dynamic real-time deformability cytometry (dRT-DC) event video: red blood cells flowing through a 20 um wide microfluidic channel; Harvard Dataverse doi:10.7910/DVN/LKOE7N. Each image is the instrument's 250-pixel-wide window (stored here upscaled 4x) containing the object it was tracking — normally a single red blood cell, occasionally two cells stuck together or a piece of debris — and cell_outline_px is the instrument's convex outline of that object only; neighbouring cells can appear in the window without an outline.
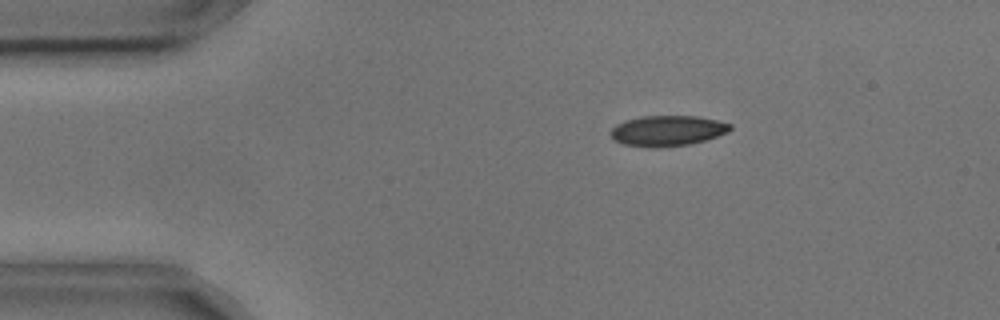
{"species": "common noctule bat (a hibernating species)", "species_latin": "Nyctalus noctula", "temperature_condition": "cold", "stored_images_in_passage": 9, "camera_frame_rate_fps": 3000, "um_per_image_px": 0.085, "animal": {"sex": "male", "body_mass_g": 17.9, "forearm_length_mm": 54.2}, "frame": {"image": 1, "passage_image": 2, "time_ms": 0.333, "image_size_px": [1000, 320], "cell_outline_px": [[732, 128], [728, 132], [704, 140], [688, 144], [656, 148], [648, 148], [624, 144], [616, 140], [608, 132], [616, 124], [624, 120], [640, 116], [700, 116], [732, 124]], "centroid_in_image_um": [56.71, 11.1], "position_along_channel_um": 28.3, "area_um2": 21.33}}
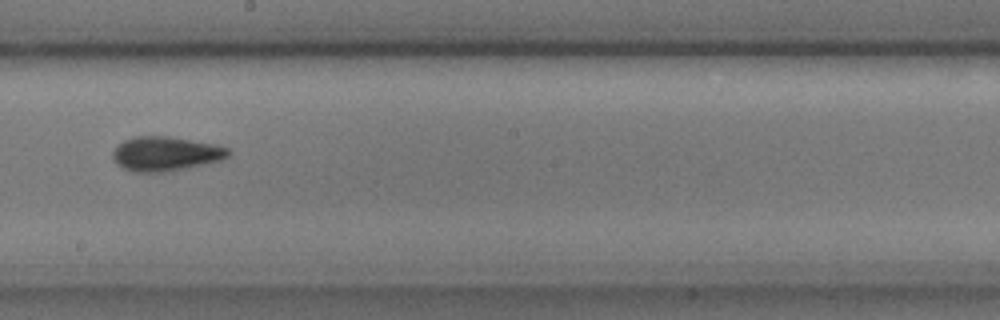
{"frame": {"image": 2, "passage_image": 8, "time_ms": 2.333, "image_size_px": [1000, 320], "cell_outline_px": [[232, 152], [228, 156], [220, 160], [204, 164], [164, 172], [132, 172], [116, 164], [112, 156], [112, 152], [124, 140], [136, 136], [168, 136], [212, 144], [228, 148]], "centroid_in_image_um": [14.05, 13.07], "position_along_channel_um": 234.2, "area_um2": 22.89}}
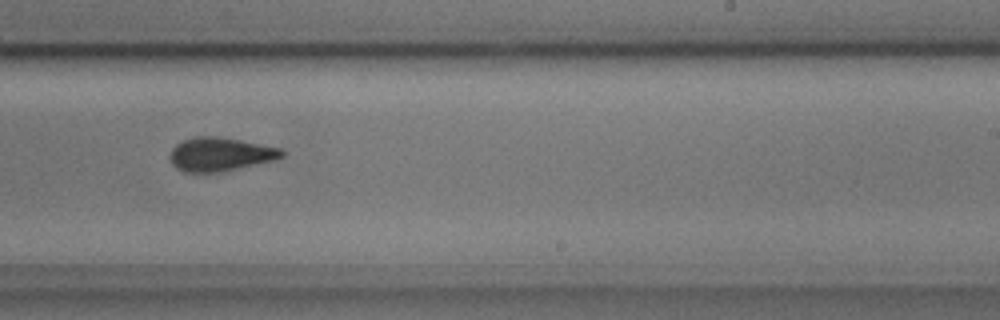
{"frame": {"image": 3, "passage_image": 9, "time_ms": 2.667, "image_size_px": [1000, 320], "cell_outline_px": [[284, 156], [276, 160], [220, 172], [184, 172], [176, 168], [172, 164], [168, 156], [172, 148], [176, 144], [184, 140], [200, 136], [216, 136], [240, 140], [280, 148], [284, 152]], "centroid_in_image_um": [18.7, 13.12], "position_along_channel_um": 270.3, "area_um2": 21.91}}